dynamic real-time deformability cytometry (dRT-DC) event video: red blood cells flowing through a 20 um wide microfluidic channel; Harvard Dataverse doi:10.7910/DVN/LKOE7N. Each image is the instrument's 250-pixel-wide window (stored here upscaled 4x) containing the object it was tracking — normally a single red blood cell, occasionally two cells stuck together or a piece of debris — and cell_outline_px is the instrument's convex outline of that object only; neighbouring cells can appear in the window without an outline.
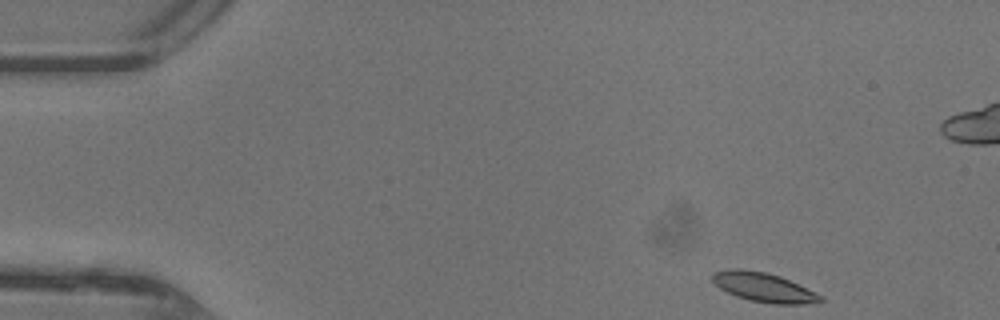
{"species": "common noctule bat (a hibernating species)", "species_latin": "Nyctalus noctula", "temperature_condition": "warm", "stored_images_in_passage": 44, "camera_frame_rate_fps": 3000, "um_per_image_px": 0.085, "animal": {"sex": "female"}, "frame": {"image": 1, "passage_image": 1, "time_ms": 0.0, "image_size_px": [1000, 320], "cell_outline_px": [[824, 300], [820, 304], [772, 304], [752, 300], [736, 296], [720, 288], [712, 280], [712, 272], [728, 268], [740, 268], [768, 272], [780, 276], [824, 296]], "centroid_in_image_um": [64.95, 24.41], "position_along_channel_um": 20.0, "area_um2": 18.67}}
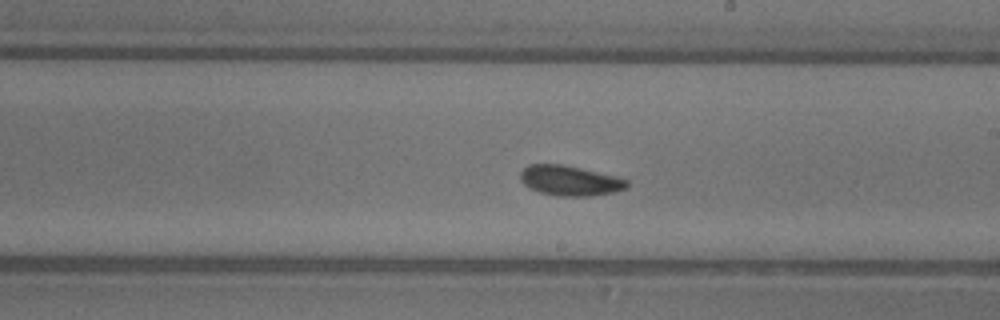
{"frame": {"image": 2, "passage_image": 23, "time_ms": 7.333, "image_size_px": [1000, 320], "cell_outline_px": [[628, 188], [616, 192], [588, 196], [560, 196], [540, 192], [528, 188], [520, 180], [520, 172], [528, 164], [560, 164], [580, 168], [616, 176], [628, 180]], "centroid_in_image_um": [48.44, 15.35], "position_along_channel_um": 240.6, "area_um2": 18.73}}
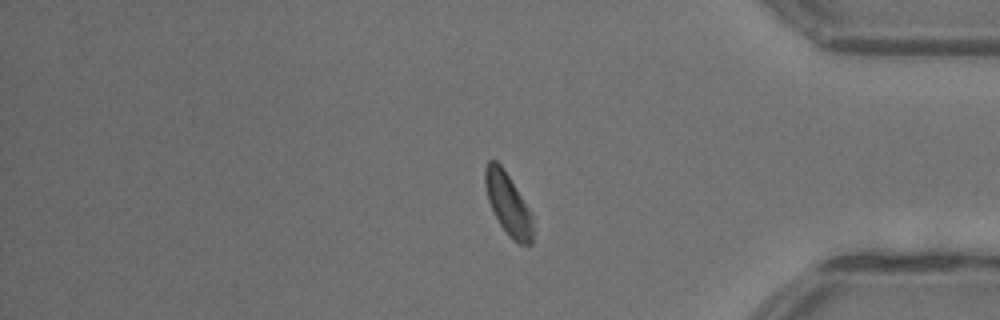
{"frame": {"image": 3, "passage_image": 35, "time_ms": 11.333, "image_size_px": [1000, 320], "cell_outline_px": [[532, 244], [520, 244], [512, 240], [508, 236], [500, 224], [488, 200], [484, 184], [484, 168], [488, 160], [496, 160], [504, 168], [528, 208], [532, 216]], "centroid_in_image_um": [43.16, 17.31], "position_along_channel_um": 392.0, "area_um2": 17.05}, "authors_computed_cell_mechanics": {"area_um2": 18.1492, "velocity_mm_per_s": 4.3797, "shape_relaxation_time_tau1_ms": 4.0839, "shape_relaxation_time_tau2_ms": 7.7351, "deformation_change_tau1": 0.1235, "deformation_change_tau2": 0.153}}